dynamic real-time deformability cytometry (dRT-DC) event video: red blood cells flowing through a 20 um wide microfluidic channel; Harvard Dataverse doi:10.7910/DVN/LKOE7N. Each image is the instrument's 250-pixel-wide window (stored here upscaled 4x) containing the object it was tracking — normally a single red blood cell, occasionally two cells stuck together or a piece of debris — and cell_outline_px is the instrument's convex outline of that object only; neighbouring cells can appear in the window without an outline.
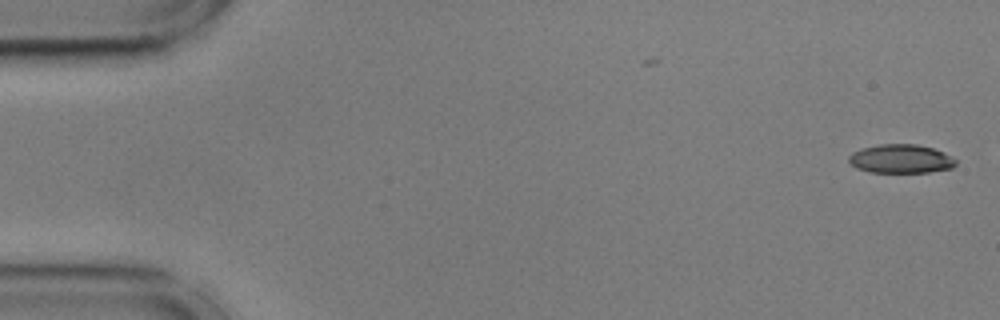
{"species": "common noctule bat (a hibernating species)", "species_latin": "Nyctalus noctula", "temperature_condition": "cold", "stored_images_in_passage": 55, "camera_frame_rate_fps": 3000, "um_per_image_px": 0.085, "animal": {"sex": "male", "body_mass_g": 17.9, "forearm_length_mm": 54.2}, "frame": {"image": 1, "passage_image": 1, "time_ms": 0.0, "image_size_px": [1000, 320], "cell_outline_px": [[956, 164], [952, 168], [928, 172], [872, 172], [856, 168], [848, 160], [848, 156], [852, 152], [860, 148], [880, 144], [916, 144], [932, 148], [944, 152], [952, 156], [956, 160]], "centroid_in_image_um": [76.57, 13.49], "position_along_channel_um": 8.4, "area_um2": 17.98}}
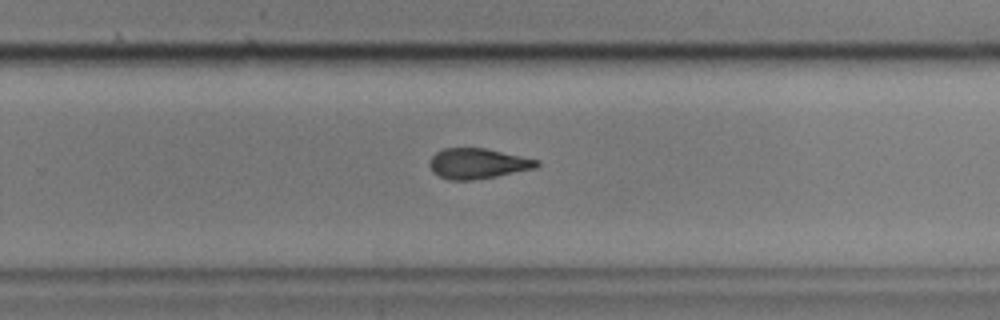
{"frame": {"image": 2, "passage_image": 35, "time_ms": 11.333, "image_size_px": [1000, 320], "cell_outline_px": [[540, 164], [536, 168], [496, 176], [472, 180], [448, 180], [432, 172], [428, 164], [428, 160], [436, 152], [444, 148], [484, 148], [540, 160]], "centroid_in_image_um": [40.58, 13.9], "position_along_channel_um": 289.2, "area_um2": 19.02}}
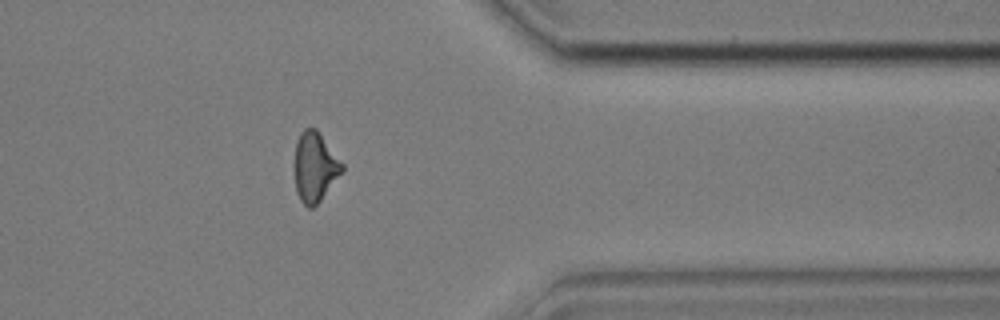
{"frame": {"image": 3, "passage_image": 44, "time_ms": 14.333, "image_size_px": [1000, 320], "cell_outline_px": [[344, 168], [320, 200], [312, 208], [308, 208], [300, 200], [296, 192], [292, 164], [296, 140], [300, 132], [304, 128], [316, 128], [344, 164]], "centroid_in_image_um": [26.7, 14.16], "position_along_channel_um": 384.7, "area_um2": 19.59}, "authors_computed_cell_mechanics": {"area_um2": 19.2474, "velocity_mm_per_s": 3.6207, "shape_relaxation_time_tau1_ms": 5.0192, "shape_relaxation_time_tau2_ms": 2.9382, "deformation_change_tau1": 0.1677, "deformation_change_tau2": 0.1193}}